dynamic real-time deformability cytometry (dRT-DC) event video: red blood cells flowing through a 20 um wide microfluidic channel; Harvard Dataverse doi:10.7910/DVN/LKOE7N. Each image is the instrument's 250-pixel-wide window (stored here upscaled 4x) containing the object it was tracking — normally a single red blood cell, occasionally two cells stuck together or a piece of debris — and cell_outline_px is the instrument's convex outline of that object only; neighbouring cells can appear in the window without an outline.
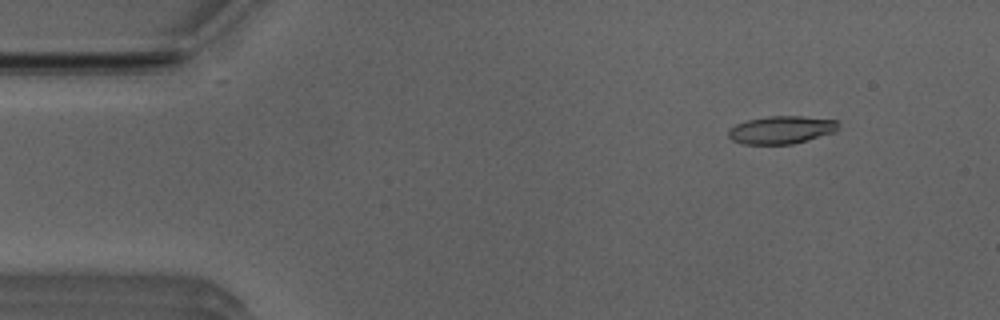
{"species": "Egyptian fruit bat (a non-hibernating species)", "species_latin": "Rousettus aegyptiacus", "temperature_condition": "room temperature", "stored_images_in_passage": 51, "camera_frame_rate_fps": 3000, "um_per_image_px": 0.085, "animal": {"sex": "male"}, "frame": {"image": 1, "passage_image": 6, "time_ms": 1.667, "image_size_px": [1000, 320], "cell_outline_px": [[840, 124], [836, 132], [808, 140], [792, 144], [744, 144], [732, 140], [728, 136], [728, 128], [736, 124], [748, 120], [768, 116], [804, 116], [836, 120]], "centroid_in_image_um": [66.43, 11.04], "position_along_channel_um": 18.6, "area_um2": 17.98}}
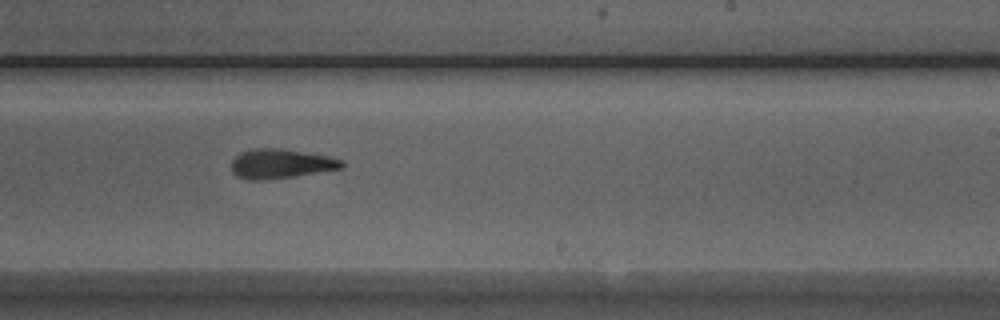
{"frame": {"image": 2, "passage_image": 31, "time_ms": 10.0, "image_size_px": [1000, 320], "cell_outline_px": [[344, 168], [292, 176], [264, 180], [248, 180], [236, 176], [232, 172], [232, 160], [240, 152], [252, 148], [280, 148], [328, 156], [344, 160]], "centroid_in_image_um": [23.85, 13.91], "position_along_channel_um": 265.2, "area_um2": 18.96}}
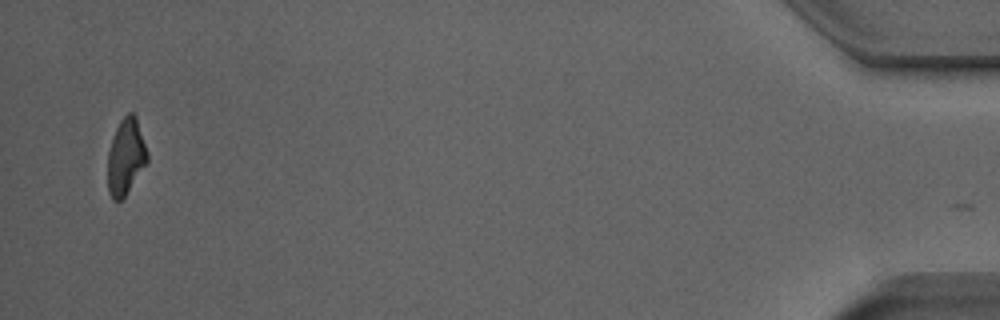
{"frame": {"image": 3, "passage_image": 50, "time_ms": 16.333, "image_size_px": [1000, 320], "cell_outline_px": [[148, 160], [124, 196], [120, 200], [112, 200], [108, 192], [108, 152], [116, 128], [120, 120], [128, 112], [132, 112], [136, 116], [148, 152]], "centroid_in_image_um": [10.69, 13.29], "position_along_channel_um": 424.5, "area_um2": 17.28}, "authors_computed_cell_mechanics": {"area_um2": 18.6116, "velocity_mm_per_s": 3.9868, "shape_relaxation_time_tau1_ms": 6.8579, "shape_relaxation_time_tau2_ms": 8.443, "deformation_change_tau1": 0.2383, "deformation_change_tau2": 0.2214}}